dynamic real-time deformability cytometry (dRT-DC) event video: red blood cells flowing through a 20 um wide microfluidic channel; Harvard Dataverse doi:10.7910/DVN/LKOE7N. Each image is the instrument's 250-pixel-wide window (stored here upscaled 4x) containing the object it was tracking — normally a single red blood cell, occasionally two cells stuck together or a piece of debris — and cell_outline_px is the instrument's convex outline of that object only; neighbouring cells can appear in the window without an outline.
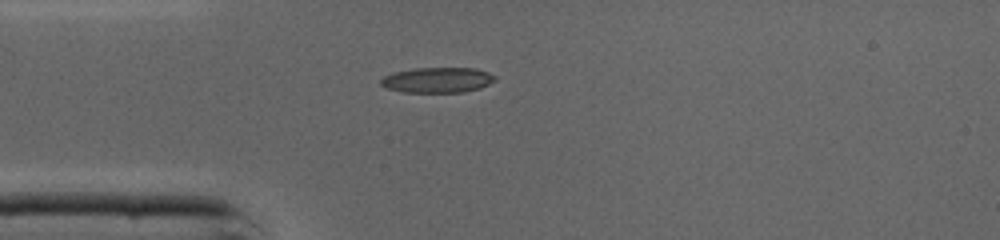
{"species": "common noctule bat (a hibernating species)", "species_latin": "Nyctalus noctula", "temperature_condition": "cold", "stored_images_in_passage": 35, "camera_frame_rate_fps": 3000, "um_per_image_px": 0.085, "animal": {"sex": "male", "body_mass_g": 19.0, "forearm_length_mm": 50.8}, "frame": {"image": 1, "passage_image": 1, "time_ms": 0.0, "image_size_px": [1000, 240], "cell_outline_px": [[496, 80], [480, 88], [464, 92], [404, 92], [388, 88], [380, 84], [380, 80], [384, 76], [392, 72], [412, 68], [476, 68], [488, 72], [496, 76]], "centroid_in_image_um": [37.19, 6.79], "position_along_channel_um": 47.8, "area_um2": 16.94}}
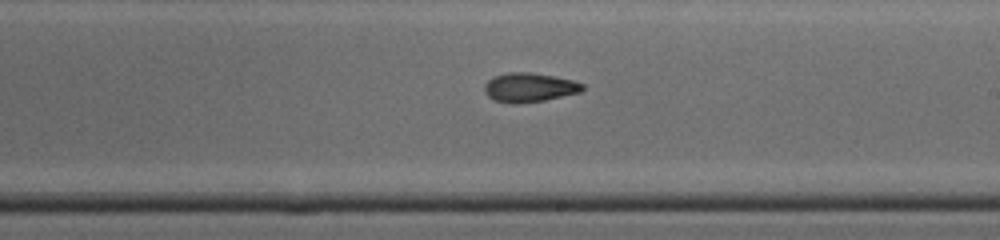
{"frame": {"image": 2, "passage_image": 15, "time_ms": 4.667, "image_size_px": [1000, 240], "cell_outline_px": [[584, 88], [580, 92], [544, 100], [516, 104], [512, 104], [492, 100], [484, 92], [484, 84], [492, 76], [508, 72], [528, 72], [552, 76], [572, 80], [584, 84]], "centroid_in_image_um": [44.93, 7.43], "position_along_channel_um": 244.1, "area_um2": 16.7}}
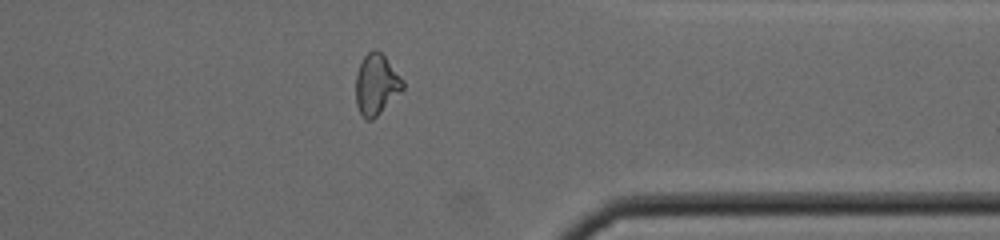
{"frame": {"image": 3, "passage_image": 25, "time_ms": 8.0, "image_size_px": [1000, 240], "cell_outline_px": [[404, 88], [372, 120], [364, 120], [356, 104], [356, 72], [364, 56], [372, 48], [376, 48], [384, 56], [404, 80]], "centroid_in_image_um": [31.97, 7.16], "position_along_channel_um": 379.4, "area_um2": 16.53}, "authors_computed_cell_mechanics": {"area_um2": 16.6464, "velocity_mm_per_s": 4.3978, "shape_relaxation_time_tau1_ms": 4.0572, "shape_relaxation_time_tau2_ms": 11.015, "deformation_change_tau1": 0.1617, "deformation_change_tau2": 0.1706}}